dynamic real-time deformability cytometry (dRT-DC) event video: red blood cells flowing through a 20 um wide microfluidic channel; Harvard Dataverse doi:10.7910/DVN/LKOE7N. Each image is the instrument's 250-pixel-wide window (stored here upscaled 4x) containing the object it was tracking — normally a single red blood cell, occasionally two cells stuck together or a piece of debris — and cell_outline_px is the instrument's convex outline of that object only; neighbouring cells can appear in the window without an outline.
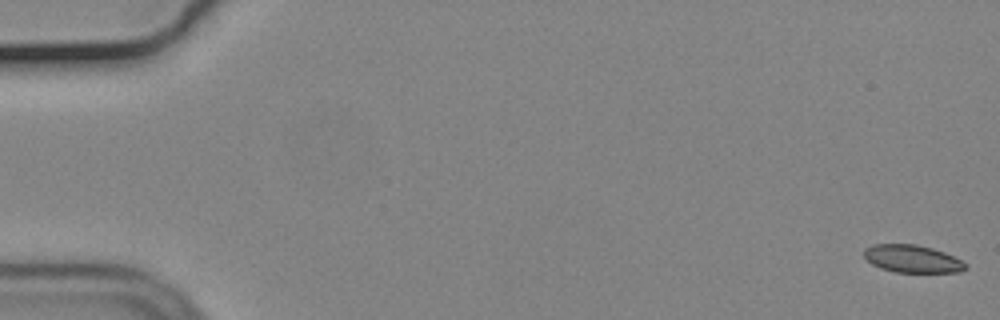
{"species": "common noctule bat (a hibernating species)", "species_latin": "Nyctalus noctula", "temperature_condition": "cold", "stored_images_in_passage": 56, "camera_frame_rate_fps": 3000, "um_per_image_px": 0.085, "animal": {"sex": "male", "body_mass_g": 19.2, "forearm_length_mm": 51.8}, "frame": {"image": 1, "passage_image": 1, "time_ms": 0.0, "image_size_px": [1000, 320], "cell_outline_px": [[968, 268], [960, 272], [896, 272], [880, 268], [872, 264], [864, 256], [864, 248], [872, 244], [916, 244], [932, 248], [944, 252], [968, 264]], "centroid_in_image_um": [77.54, 21.99], "position_along_channel_um": 7.5, "area_um2": 16.36}}
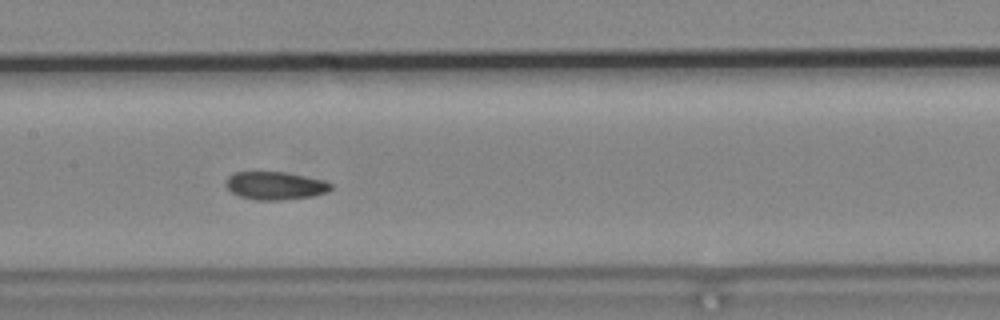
{"frame": {"image": 2, "passage_image": 28, "time_ms": 9.0, "image_size_px": [1000, 320], "cell_outline_px": [[332, 188], [328, 192], [312, 196], [280, 200], [256, 200], [240, 196], [232, 192], [224, 184], [228, 176], [236, 172], [284, 172], [324, 180], [332, 184]], "centroid_in_image_um": [23.39, 15.78], "position_along_channel_um": 184.0, "area_um2": 17.05}}
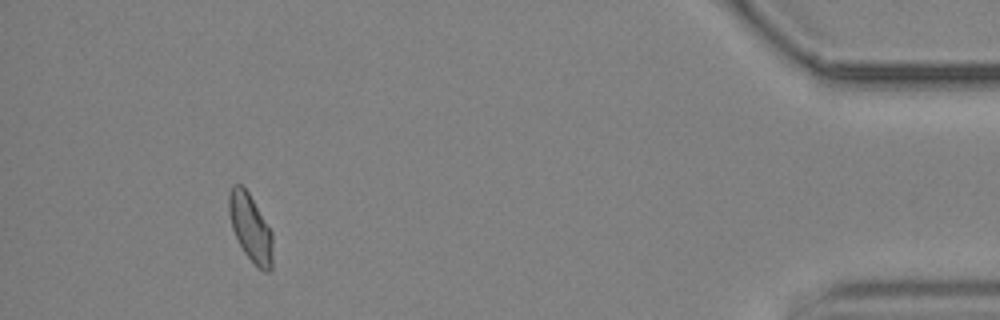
{"frame": {"image": 3, "passage_image": 52, "time_ms": 17.0, "image_size_px": [1000, 320], "cell_outline_px": [[272, 268], [268, 272], [264, 272], [244, 252], [232, 228], [228, 212], [228, 196], [232, 184], [240, 184], [248, 192], [272, 232]], "centroid_in_image_um": [21.28, 19.34], "position_along_channel_um": 413.9, "area_um2": 16.94}, "authors_computed_cell_mechanics": {"area_um2": 17.1955, "velocity_mm_per_s": 3.6836, "shape_relaxation_time_tau1_ms": null, "shape_relaxation_time_tau2_ms": 3.2343, "deformation_change_tau1": null, "deformation_change_tau2": 0.0496}}